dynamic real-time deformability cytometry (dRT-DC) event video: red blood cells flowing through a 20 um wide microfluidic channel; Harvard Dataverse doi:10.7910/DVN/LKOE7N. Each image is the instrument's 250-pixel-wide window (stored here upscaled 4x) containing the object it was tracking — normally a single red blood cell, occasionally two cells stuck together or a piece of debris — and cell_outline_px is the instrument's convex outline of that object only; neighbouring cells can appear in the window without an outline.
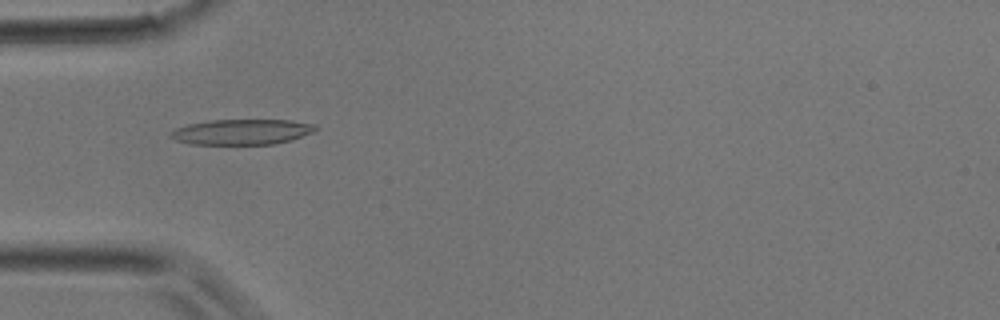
{"species": "common noctule bat (a hibernating species)", "species_latin": "Nyctalus noctula", "temperature_condition": "room temperature", "stored_images_in_passage": 32, "camera_frame_rate_fps": 3000, "um_per_image_px": 0.085, "animal": {"sex": "male", "body_mass_g": 17.9}, "frame": {"image": 1, "passage_image": 7, "time_ms": 2.0, "image_size_px": [1000, 320], "cell_outline_px": [[316, 132], [292, 140], [276, 144], [188, 144], [176, 140], [168, 136], [168, 132], [176, 128], [188, 124], [208, 120], [292, 120], [316, 124]], "centroid_in_image_um": [20.57, 11.21], "position_along_channel_um": 64.4, "area_um2": 21.79}}
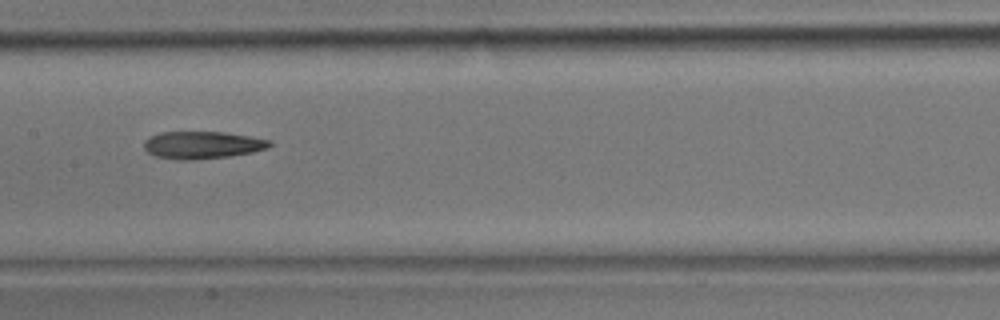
{"frame": {"image": 2, "passage_image": 14, "time_ms": 4.333, "image_size_px": [1000, 320], "cell_outline_px": [[272, 144], [268, 148], [252, 152], [228, 156], [196, 160], [176, 160], [156, 156], [148, 152], [144, 148], [144, 140], [148, 136], [160, 132], [224, 132], [272, 140]], "centroid_in_image_um": [17.17, 12.32], "position_along_channel_um": 190.2, "area_um2": 20.17}}
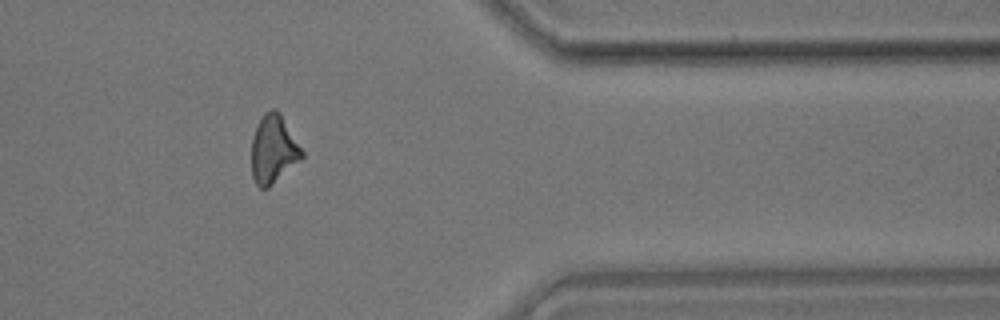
{"frame": {"image": 3, "passage_image": 26, "time_ms": 8.333, "image_size_px": [1000, 320], "cell_outline_px": [[304, 156], [300, 160], [268, 188], [260, 188], [256, 184], [252, 176], [252, 136], [264, 112], [272, 108], [276, 108], [280, 112], [304, 152]], "centroid_in_image_um": [23.24, 12.68], "position_along_channel_um": 388.2, "area_um2": 19.94}}